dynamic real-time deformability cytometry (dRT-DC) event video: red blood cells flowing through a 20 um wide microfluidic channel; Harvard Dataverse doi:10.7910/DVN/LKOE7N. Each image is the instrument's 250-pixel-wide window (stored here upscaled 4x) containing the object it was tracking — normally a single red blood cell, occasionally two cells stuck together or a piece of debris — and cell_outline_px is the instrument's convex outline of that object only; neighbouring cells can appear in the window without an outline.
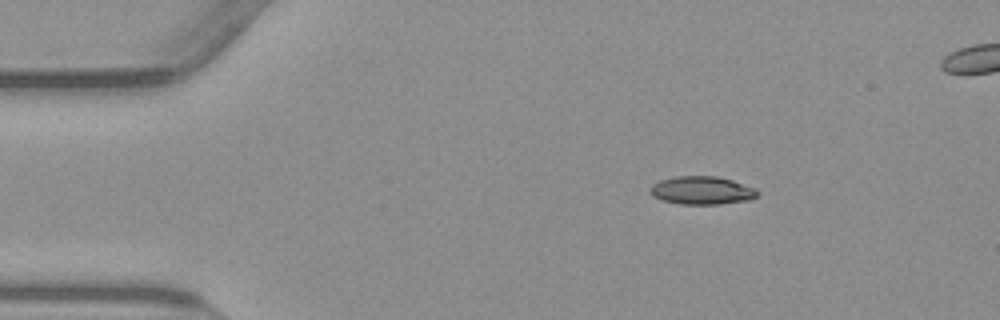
{"species": "common noctule bat (a hibernating species)", "species_latin": "Nyctalus noctula", "temperature_condition": "warm", "stored_images_in_passage": 44, "camera_frame_rate_fps": 3000, "um_per_image_px": 0.085, "animal": {"sex": "male", "body_mass_g": 23.1, "forearm_length_mm": 52.7}, "frame": {"image": 1, "passage_image": 1, "time_ms": 0.0, "image_size_px": [1000, 320], "cell_outline_px": [[760, 192], [752, 200], [720, 204], [680, 204], [664, 200], [652, 196], [648, 192], [648, 188], [652, 184], [660, 180], [676, 176], [716, 176], [732, 180], [756, 188]], "centroid_in_image_um": [59.66, 16.18], "position_along_channel_um": 25.3, "area_um2": 17.8}}
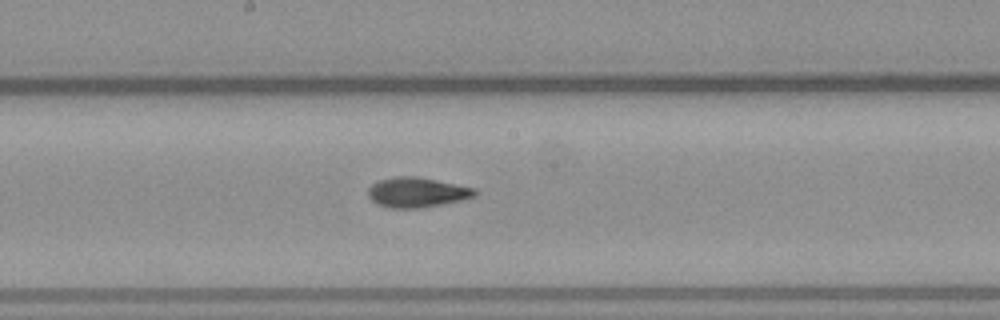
{"frame": {"image": 2, "passage_image": 21, "time_ms": 6.667, "image_size_px": [1000, 320], "cell_outline_px": [[480, 192], [476, 196], [444, 204], [420, 208], [388, 208], [376, 204], [368, 196], [368, 188], [372, 184], [380, 180], [396, 176], [416, 176], [476, 188]], "centroid_in_image_um": [35.45, 16.35], "position_along_channel_um": 212.7, "area_um2": 18.79}}
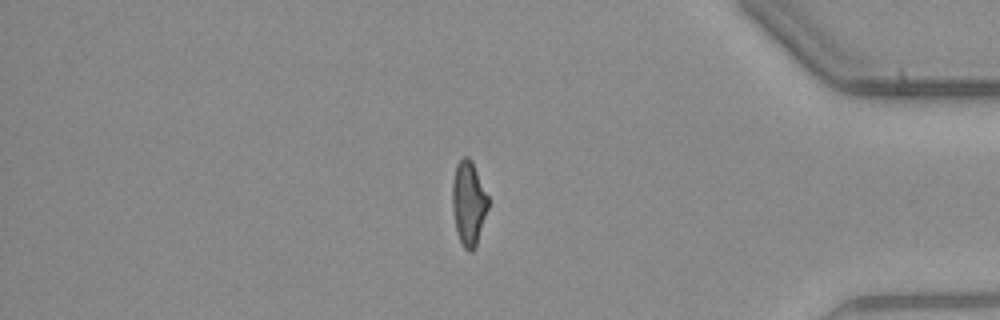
{"frame": {"image": 3, "passage_image": 38, "time_ms": 12.333, "image_size_px": [1000, 320], "cell_outline_px": [[488, 208], [476, 244], [472, 252], [468, 252], [464, 248], [456, 232], [452, 204], [452, 180], [456, 164], [464, 156], [468, 156], [472, 160], [488, 196]], "centroid_in_image_um": [39.82, 17.24], "position_along_channel_um": 395.4, "area_um2": 17.57}}